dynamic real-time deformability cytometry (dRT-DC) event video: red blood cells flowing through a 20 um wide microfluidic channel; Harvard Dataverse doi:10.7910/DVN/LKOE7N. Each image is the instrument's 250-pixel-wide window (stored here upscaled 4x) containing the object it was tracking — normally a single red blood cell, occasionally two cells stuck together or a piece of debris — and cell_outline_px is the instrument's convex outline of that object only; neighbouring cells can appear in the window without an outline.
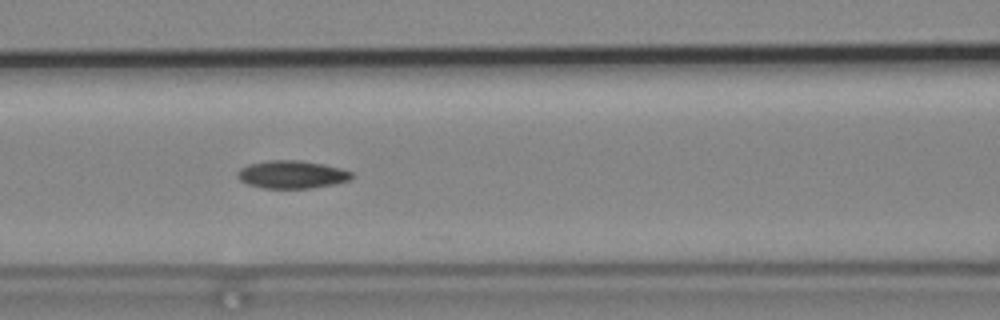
{"species": "common noctule bat (a hibernating species)", "species_latin": "Nyctalus noctula", "temperature_condition": "cold", "stored_images_in_passage": 56, "camera_frame_rate_fps": 3000, "um_per_image_px": 0.085, "animal": {"sex": "male", "body_mass_g": 19.2, "forearm_length_mm": 51.8}, "frame": {"image": 1, "passage_image": 24, "time_ms": 7.667, "image_size_px": [1000, 320], "cell_outline_px": [[352, 176], [348, 180], [336, 184], [308, 188], [264, 188], [248, 184], [240, 180], [236, 176], [240, 168], [248, 164], [268, 160], [300, 160], [340, 168], [352, 172]], "centroid_in_image_um": [24.78, 14.83], "position_along_channel_um": 141.8, "area_um2": 18.38}}